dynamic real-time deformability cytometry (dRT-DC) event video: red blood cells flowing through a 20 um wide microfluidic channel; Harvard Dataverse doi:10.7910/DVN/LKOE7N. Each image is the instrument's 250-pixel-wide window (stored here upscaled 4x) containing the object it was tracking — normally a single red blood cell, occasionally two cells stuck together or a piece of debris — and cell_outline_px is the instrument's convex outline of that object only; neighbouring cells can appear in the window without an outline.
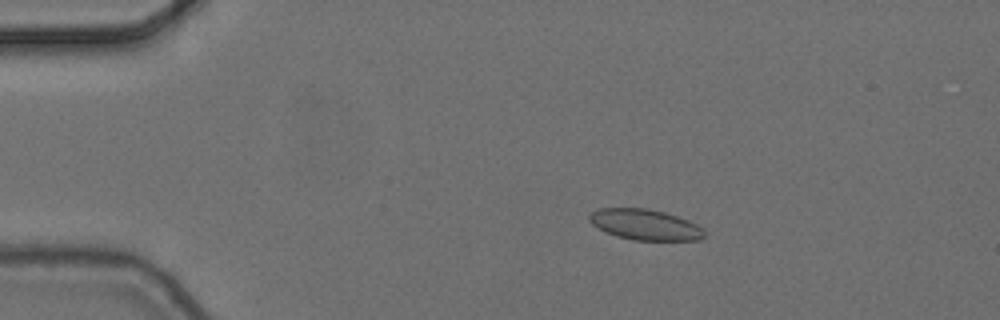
{"species": "common noctule bat (a hibernating species)", "species_latin": "Nyctalus noctula", "temperature_condition": "cold", "stored_images_in_passage": 4, "camera_frame_rate_fps": 3000, "um_per_image_px": 0.085, "animal": {"sex": "female", "body_mass_g": 24.6, "forearm_length_mm": 56.2}, "frame": {"image": 1, "passage_image": 1, "time_ms": 0.0, "image_size_px": [1000, 320], "cell_outline_px": [[704, 236], [700, 240], [632, 240], [616, 236], [592, 224], [588, 220], [588, 216], [592, 212], [600, 208], [648, 208], [664, 212], [688, 220], [704, 228]], "centroid_in_image_um": [54.84, 19.09], "position_along_channel_um": 30.2, "area_um2": 20.52}}
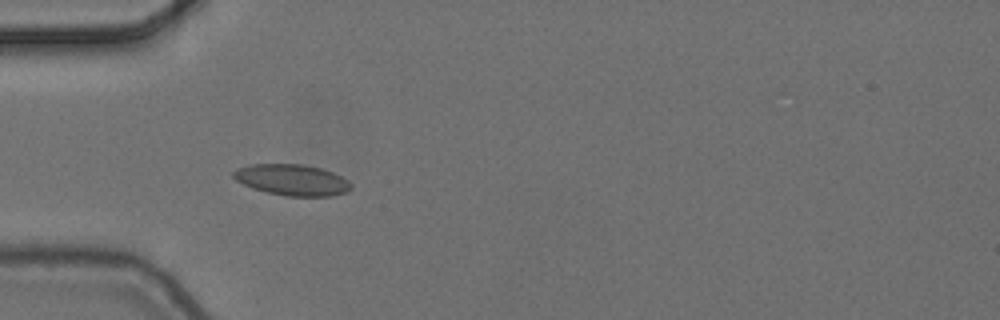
{"frame": {"image": 2, "passage_image": 3, "time_ms": 0.667, "image_size_px": [1000, 320], "cell_outline_px": [[352, 188], [348, 192], [332, 196], [284, 196], [252, 188], [236, 180], [232, 176], [232, 172], [236, 168], [252, 164], [304, 164], [320, 168], [332, 172], [348, 180], [352, 184]], "centroid_in_image_um": [24.84, 15.29], "position_along_channel_um": 60.2, "area_um2": 21.44}}
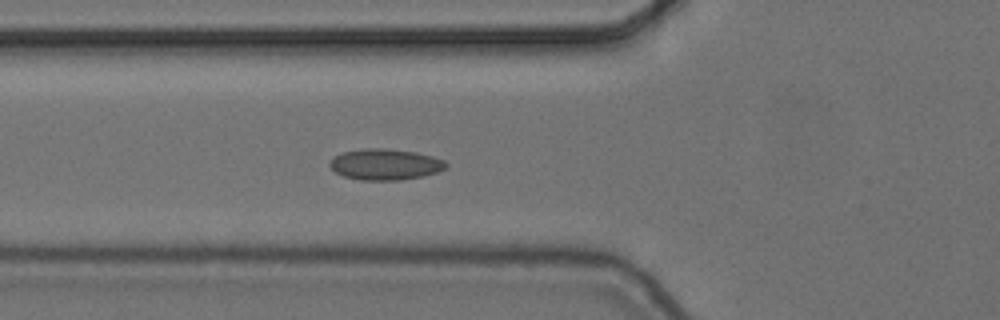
{"frame": {"image": 3, "passage_image": 4, "time_ms": 1.0, "image_size_px": [1000, 320], "cell_outline_px": [[448, 168], [436, 172], [420, 176], [400, 180], [360, 180], [344, 176], [336, 172], [328, 164], [336, 156], [344, 152], [360, 148], [388, 148], [416, 152], [432, 156], [444, 160], [448, 164]], "centroid_in_image_um": [32.76, 13.96], "position_along_channel_um": 93.0, "area_um2": 20.98}}